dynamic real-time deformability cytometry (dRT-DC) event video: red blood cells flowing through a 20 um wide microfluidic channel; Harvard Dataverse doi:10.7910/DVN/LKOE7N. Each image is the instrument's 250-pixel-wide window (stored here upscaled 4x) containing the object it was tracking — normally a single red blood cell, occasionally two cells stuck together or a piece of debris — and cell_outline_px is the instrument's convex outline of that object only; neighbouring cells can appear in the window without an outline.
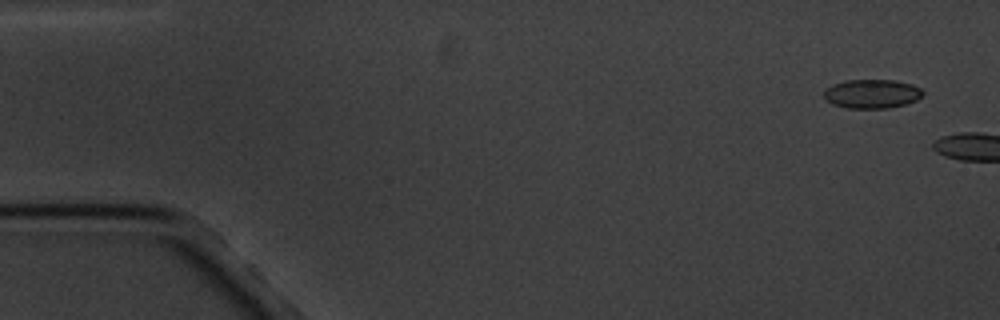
{"species": "common noctule bat (a hibernating species)", "species_latin": "Nyctalus noctula", "temperature_condition": "cold", "stored_images_in_passage": 2, "camera_frame_rate_fps": 3000, "um_per_image_px": 0.085, "animal": {"sex": "male", "body_mass_g": 20.1, "forearm_length_mm": 53.5}, "frame": {"image": 1, "passage_image": 1, "time_ms": 0.0, "image_size_px": [1000, 320], "cell_outline_px": [[924, 92], [916, 100], [904, 104], [888, 108], [848, 108], [832, 104], [824, 100], [824, 92], [832, 84], [848, 80], [896, 80], [912, 84], [920, 88]], "centroid_in_image_um": [74.09, 7.97], "position_along_channel_um": 10.9, "area_um2": 16.65}}